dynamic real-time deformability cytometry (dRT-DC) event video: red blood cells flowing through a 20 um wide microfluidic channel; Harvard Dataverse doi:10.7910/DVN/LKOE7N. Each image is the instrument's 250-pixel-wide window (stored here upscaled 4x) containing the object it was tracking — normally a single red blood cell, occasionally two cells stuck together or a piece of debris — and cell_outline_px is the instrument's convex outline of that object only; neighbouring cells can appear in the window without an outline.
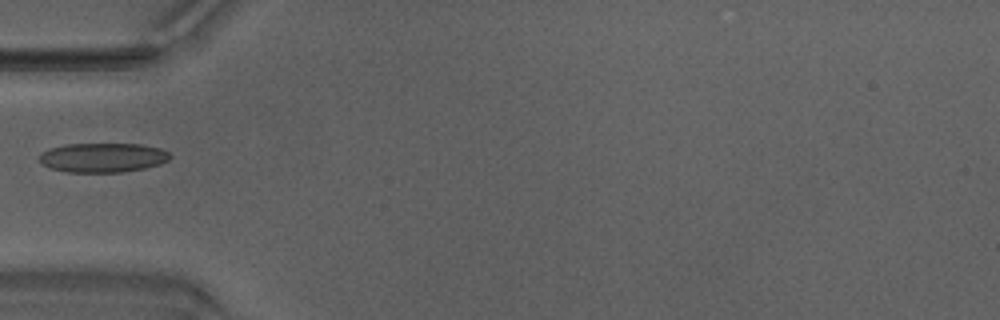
{"species": "Egyptian fruit bat (a non-hibernating species)", "species_latin": "Rousettus aegyptiacus", "temperature_condition": "warm", "stored_images_in_passage": 31, "camera_frame_rate_fps": 3000, "um_per_image_px": 0.085, "animal": {"sex": "male"}, "frame": {"image": 1, "passage_image": 1, "time_ms": 0.0, "image_size_px": [1000, 320], "cell_outline_px": [[172, 156], [168, 160], [160, 164], [144, 168], [120, 172], [68, 172], [52, 168], [40, 164], [40, 152], [48, 148], [68, 144], [140, 144], [160, 148], [168, 152]], "centroid_in_image_um": [8.72, 13.39], "position_along_channel_um": 76.3, "area_um2": 22.37}}
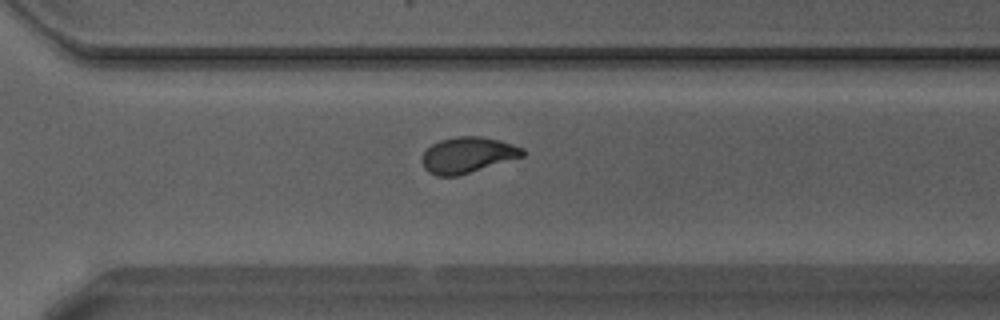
{"frame": {"image": 2, "passage_image": 19, "time_ms": 6.0, "image_size_px": [1000, 320], "cell_outline_px": [[524, 156], [460, 176], [436, 176], [428, 172], [424, 168], [424, 152], [432, 144], [440, 140], [456, 136], [480, 136], [500, 140], [524, 148]], "centroid_in_image_um": [39.77, 13.18], "position_along_channel_um": 330.8, "area_um2": 21.04}}
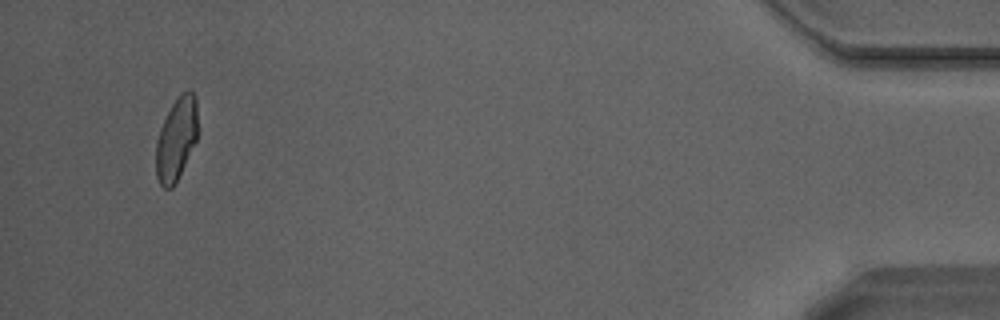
{"frame": {"image": 3, "passage_image": 31, "time_ms": 10.0, "image_size_px": [1000, 320], "cell_outline_px": [[196, 140], [172, 188], [164, 188], [160, 184], [156, 176], [156, 140], [160, 128], [172, 104], [188, 88], [196, 96]], "centroid_in_image_um": [14.96, 11.81], "position_along_channel_um": 420.2, "area_um2": 19.54}}